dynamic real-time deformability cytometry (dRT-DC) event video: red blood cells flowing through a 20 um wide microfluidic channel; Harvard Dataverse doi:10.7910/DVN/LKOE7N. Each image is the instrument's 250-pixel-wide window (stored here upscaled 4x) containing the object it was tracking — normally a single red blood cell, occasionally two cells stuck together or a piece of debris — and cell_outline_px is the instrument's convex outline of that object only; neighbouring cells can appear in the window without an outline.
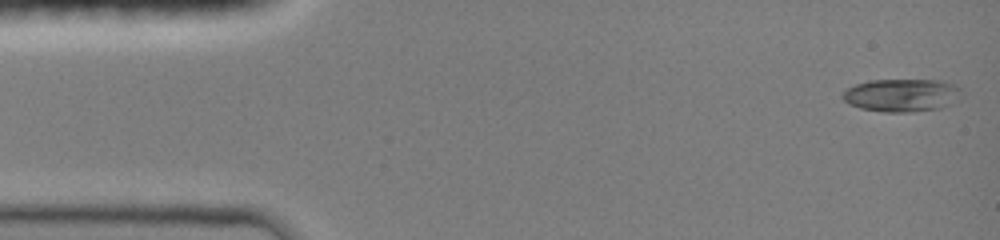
{"species": "common noctule bat (a hibernating species)", "species_latin": "Nyctalus noctula", "temperature_condition": "room temperature", "stored_images_in_passage": 15, "camera_frame_rate_fps": 3000, "um_per_image_px": 0.085, "animal": {"sex": "female", "body_mass_g": 19.0, "forearm_length_mm": 51.5}, "frame": {"image": 1, "passage_image": 1, "time_ms": 0.0, "image_size_px": [1000, 240], "cell_outline_px": [[964, 96], [940, 108], [912, 112], [884, 112], [860, 108], [848, 104], [840, 96], [848, 88], [856, 84], [868, 80], [936, 80], [952, 84], [960, 88]], "centroid_in_image_um": [76.63, 8.09], "position_along_channel_um": 8.4, "area_um2": 22.83}}
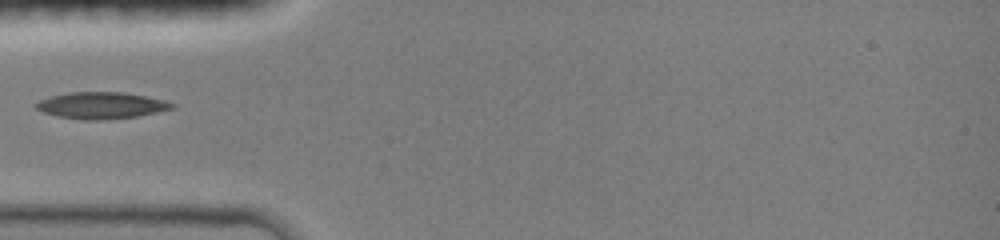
{"frame": {"image": 2, "passage_image": 9, "time_ms": 4.333, "image_size_px": [1000, 240], "cell_outline_px": [[176, 108], [136, 116], [100, 120], [84, 120], [60, 116], [44, 112], [36, 108], [32, 104], [40, 100], [52, 96], [72, 92], [124, 92], [164, 100], [176, 104]], "centroid_in_image_um": [8.63, 8.95], "position_along_channel_um": 76.4, "area_um2": 20.87}}
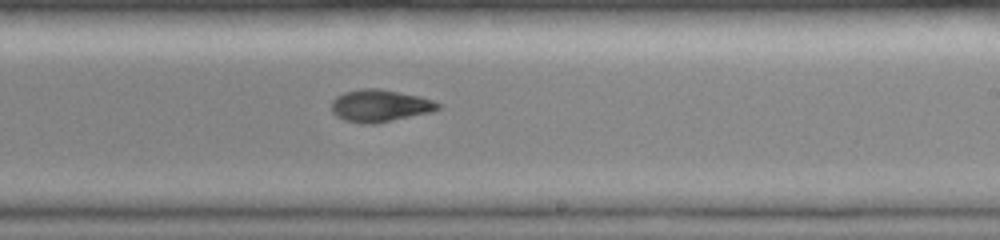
{"frame": {"image": 3, "passage_image": 15, "time_ms": 8.667, "image_size_px": [1000, 240], "cell_outline_px": [[440, 108], [432, 112], [372, 124], [364, 124], [344, 120], [336, 116], [332, 112], [332, 100], [336, 96], [344, 92], [364, 88], [380, 88], [420, 96], [432, 100], [440, 104]], "centroid_in_image_um": [32.28, 8.98], "position_along_channel_um": 256.7, "area_um2": 20.0}}